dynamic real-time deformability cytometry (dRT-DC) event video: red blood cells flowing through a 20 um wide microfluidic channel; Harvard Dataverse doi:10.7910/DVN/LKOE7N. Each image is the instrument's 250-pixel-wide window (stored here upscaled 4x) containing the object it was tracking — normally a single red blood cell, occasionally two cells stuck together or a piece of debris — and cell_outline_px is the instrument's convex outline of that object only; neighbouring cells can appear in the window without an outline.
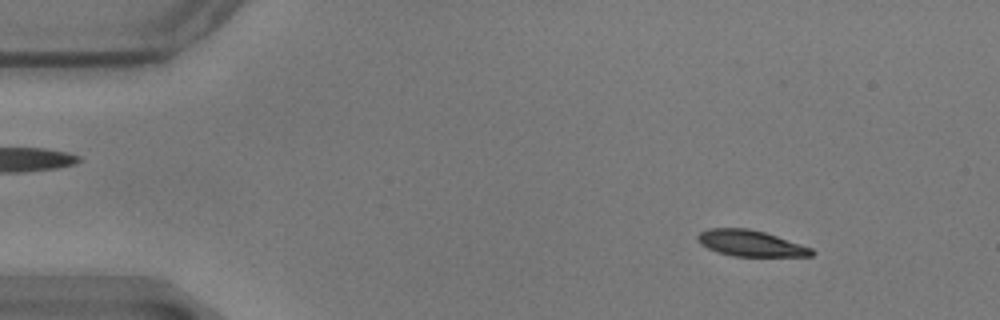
{"species": "common noctule bat (a hibernating species)", "species_latin": "Nyctalus noctula", "temperature_condition": "warm", "stored_images_in_passage": 28, "camera_frame_rate_fps": 3000, "um_per_image_px": 0.085, "animal": {"sex": "male", "body_mass_g": 17.9}, "frame": {"image": 1, "passage_image": 7, "time_ms": 2.0, "image_size_px": [1000, 320], "cell_outline_px": [[816, 252], [812, 256], [732, 256], [716, 252], [700, 244], [696, 236], [700, 232], [708, 228], [748, 228], [764, 232], [812, 248]], "centroid_in_image_um": [63.77, 20.68], "position_along_channel_um": 21.2, "area_um2": 17.28}}
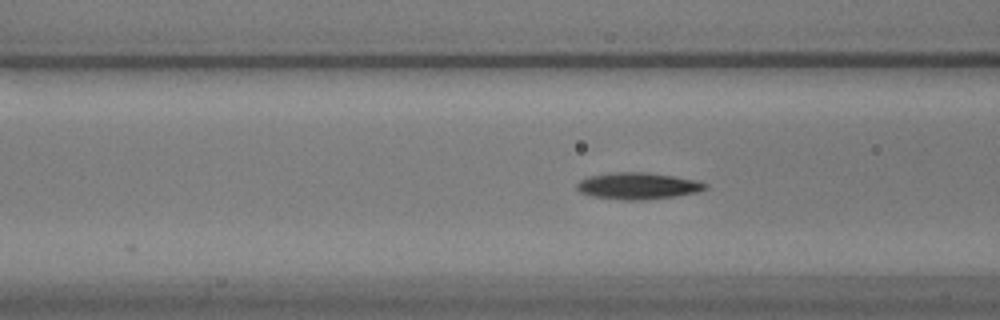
{"frame": {"image": 2, "passage_image": 22, "time_ms": 7.0, "image_size_px": [1000, 320], "cell_outline_px": [[708, 188], [696, 192], [676, 196], [644, 200], [624, 200], [592, 196], [580, 192], [576, 188], [576, 184], [580, 180], [588, 176], [616, 172], [644, 172], [672, 176], [696, 180], [708, 184]], "centroid_in_image_um": [54.21, 15.8], "position_along_channel_um": 112.4, "area_um2": 19.88}}
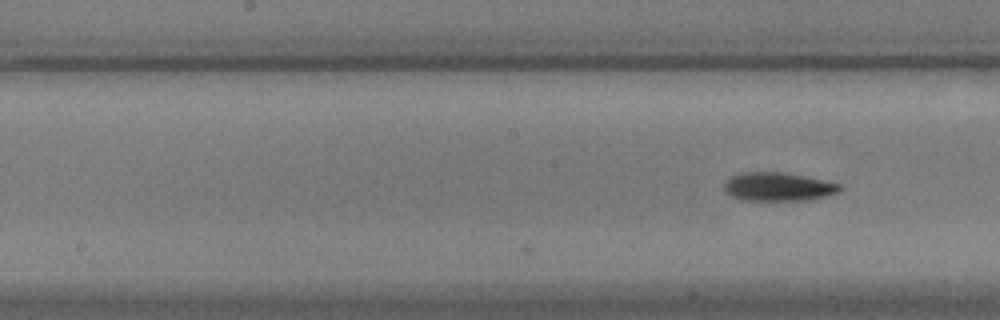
{"frame": {"image": 3, "passage_image": 28, "time_ms": 9.0, "image_size_px": [1000, 320], "cell_outline_px": [[844, 188], [840, 192], [808, 200], [740, 200], [724, 192], [724, 180], [740, 172], [784, 172], [804, 176], [840, 184]], "centroid_in_image_um": [66.11, 15.87], "position_along_channel_um": 182.1, "area_um2": 19.36}}